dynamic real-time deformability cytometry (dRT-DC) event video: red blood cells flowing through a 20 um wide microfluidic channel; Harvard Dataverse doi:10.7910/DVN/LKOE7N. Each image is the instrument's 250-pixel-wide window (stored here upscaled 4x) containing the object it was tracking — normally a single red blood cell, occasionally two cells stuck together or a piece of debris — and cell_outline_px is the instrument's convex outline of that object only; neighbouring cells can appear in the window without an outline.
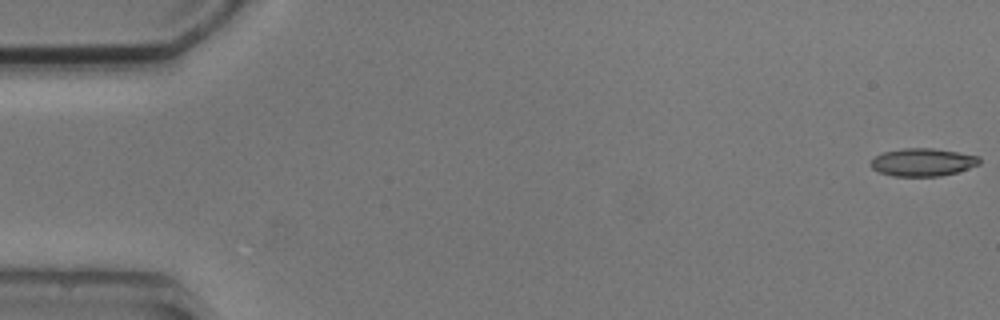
{"species": "common noctule bat (a hibernating species)", "species_latin": "Nyctalus noctula", "temperature_condition": "cold", "stored_images_in_passage": 6, "camera_frame_rate_fps": 3000, "um_per_image_px": 0.085, "animal": {"sex": "male", "body_mass_g": 20.5, "forearm_length_mm": 52.5}, "frame": {"image": 1, "passage_image": 1, "time_ms": 0.0, "image_size_px": [1000, 320], "cell_outline_px": [[980, 164], [956, 172], [940, 176], [892, 176], [880, 172], [872, 168], [872, 160], [876, 156], [884, 152], [904, 148], [932, 148], [980, 156]], "centroid_in_image_um": [78.45, 13.79], "position_along_channel_um": 6.6, "area_um2": 17.4}}
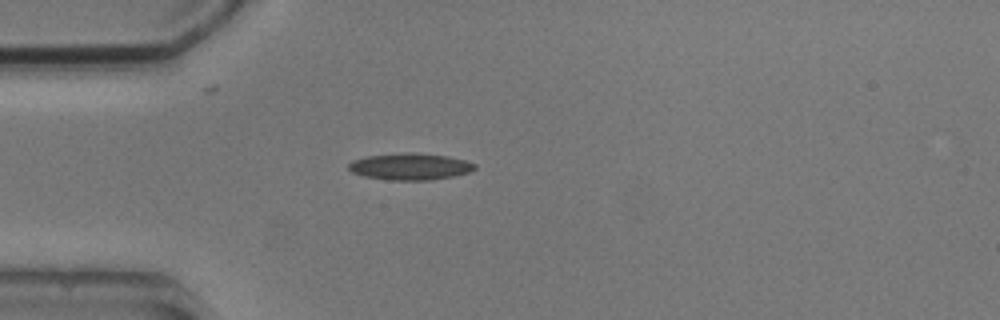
{"frame": {"image": 2, "passage_image": 5, "time_ms": 4.667, "image_size_px": [1000, 320], "cell_outline_px": [[476, 168], [468, 172], [452, 176], [432, 180], [392, 180], [364, 176], [352, 172], [348, 168], [348, 164], [352, 160], [368, 156], [400, 152], [412, 152], [448, 156], [464, 160], [476, 164]], "centroid_in_image_um": [34.84, 14.15], "position_along_channel_um": 50.2, "area_um2": 19.59}}